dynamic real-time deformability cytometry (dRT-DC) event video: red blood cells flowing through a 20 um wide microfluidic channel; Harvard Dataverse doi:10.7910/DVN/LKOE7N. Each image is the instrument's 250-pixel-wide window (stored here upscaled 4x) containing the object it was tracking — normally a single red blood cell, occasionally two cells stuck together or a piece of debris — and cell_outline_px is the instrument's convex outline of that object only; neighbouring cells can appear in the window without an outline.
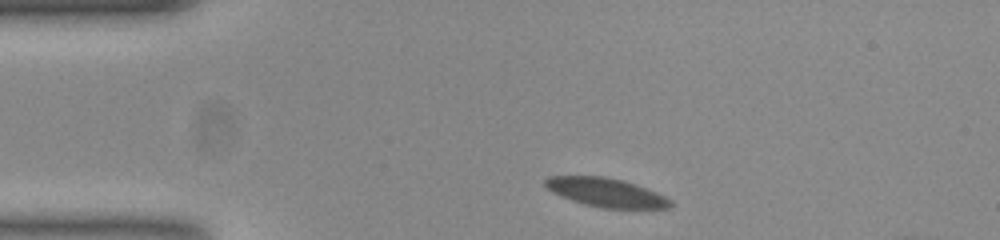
{"species": "common noctule bat (a hibernating species)", "species_latin": "Nyctalus noctula", "temperature_condition": "room temperature", "stored_images_in_passage": 47, "segment_of_instrument_passage": [1, 2], "camera_frame_rate_fps": 3000, "um_per_image_px": 0.085, "animal": {"sex": "female", "body_mass_g": 23.0, "forearm_length_mm": 53.4}, "frame": {"image": 1, "passage_image": 1, "time_ms": 0.0, "image_size_px": [1000, 240], "cell_outline_px": [[672, 204], [668, 208], [604, 208], [572, 200], [548, 188], [544, 184], [544, 180], [548, 176], [604, 176], [624, 180], [636, 184], [656, 192], [664, 196]], "centroid_in_image_um": [51.53, 16.34], "position_along_channel_um": 33.5, "area_um2": 20.52}}
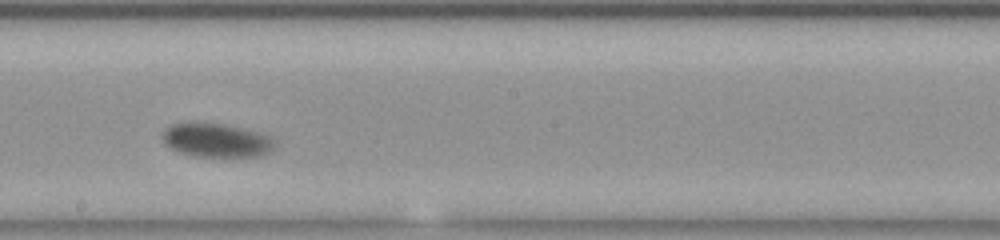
{"frame": {"image": 2, "passage_image": 21, "time_ms": 6.667, "image_size_px": [1000, 240], "cell_outline_px": [[272, 148], [268, 152], [260, 156], [224, 160], [220, 160], [192, 156], [168, 148], [164, 144], [160, 136], [172, 124], [216, 124], [236, 128], [252, 132], [264, 136], [272, 140]], "centroid_in_image_um": [18.3, 12.03], "position_along_channel_um": 229.9, "area_um2": 22.02}}
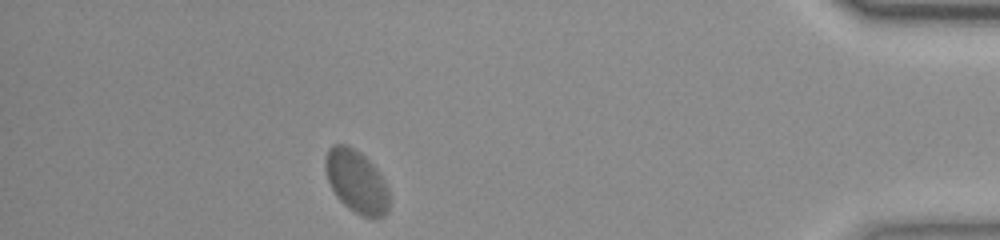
{"frame": {"image": 3, "passage_image": 40, "time_ms": 13.0, "image_size_px": [1000, 240], "cell_outline_px": [[388, 212], [384, 216], [376, 220], [364, 216], [348, 208], [336, 196], [328, 180], [324, 168], [324, 160], [328, 148], [332, 144], [344, 144], [352, 148], [364, 156], [376, 168], [388, 192]], "centroid_in_image_um": [30.27, 15.44], "position_along_channel_um": 404.9, "area_um2": 23.18}}